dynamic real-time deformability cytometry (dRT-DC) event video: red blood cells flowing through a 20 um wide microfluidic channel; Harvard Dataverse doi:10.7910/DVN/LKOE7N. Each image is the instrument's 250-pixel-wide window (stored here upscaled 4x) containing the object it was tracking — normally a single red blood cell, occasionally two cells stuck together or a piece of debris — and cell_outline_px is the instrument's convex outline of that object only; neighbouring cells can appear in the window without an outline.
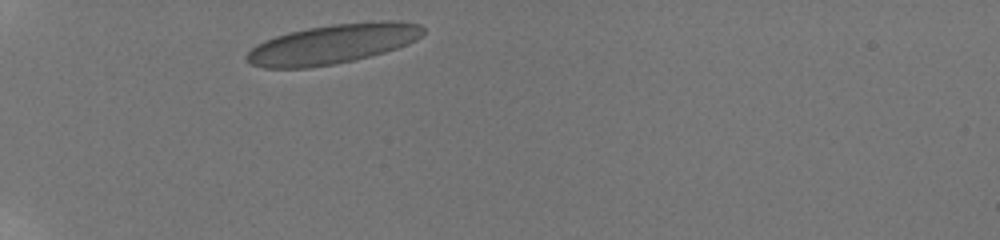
{"species": "human", "species_latin": "Homo sapiens", "temperature_condition": "room temperature", "stored_images_in_passage": 22, "camera_frame_rate_fps": 3000, "um_per_image_px": 0.085, "donor": {"sex": "male"}, "frame": {"image": 1, "passage_image": 1, "time_ms": 0.0, "image_size_px": [1000, 240], "cell_outline_px": [[424, 32], [416, 40], [408, 44], [384, 52], [352, 60], [332, 64], [308, 68], [264, 68], [252, 64], [244, 60], [244, 56], [256, 44], [264, 40], [288, 32], [308, 28], [332, 24], [380, 20], [400, 20], [420, 24], [424, 28]], "centroid_in_image_um": [28.27, 3.72], "position_along_channel_um": 56.7, "area_um2": 40.81}}
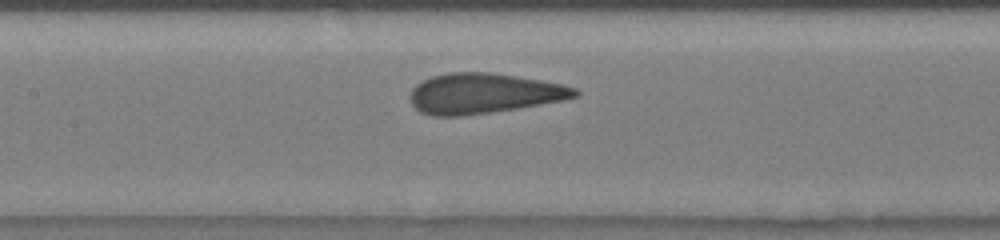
{"frame": {"image": 2, "passage_image": 9, "time_ms": 2.667, "image_size_px": [1000, 240], "cell_outline_px": [[580, 96], [540, 104], [516, 108], [460, 116], [432, 116], [420, 112], [412, 104], [408, 96], [412, 88], [416, 84], [432, 76], [448, 72], [492, 72], [540, 80], [560, 84], [576, 88], [580, 92]], "centroid_in_image_um": [41.07, 7.93], "position_along_channel_um": 166.3, "area_um2": 38.49}}
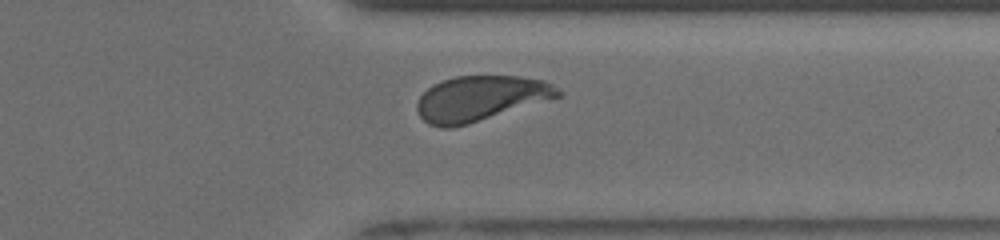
{"frame": {"image": 3, "passage_image": 20, "time_ms": 6.333, "image_size_px": [1000, 240], "cell_outline_px": [[560, 96], [468, 124], [452, 128], [440, 128], [428, 124], [420, 116], [416, 108], [416, 104], [420, 96], [432, 84], [456, 76], [520, 76], [544, 80], [552, 84], [560, 92]], "centroid_in_image_um": [40.78, 8.37], "position_along_channel_um": 370.6, "area_um2": 36.82}}